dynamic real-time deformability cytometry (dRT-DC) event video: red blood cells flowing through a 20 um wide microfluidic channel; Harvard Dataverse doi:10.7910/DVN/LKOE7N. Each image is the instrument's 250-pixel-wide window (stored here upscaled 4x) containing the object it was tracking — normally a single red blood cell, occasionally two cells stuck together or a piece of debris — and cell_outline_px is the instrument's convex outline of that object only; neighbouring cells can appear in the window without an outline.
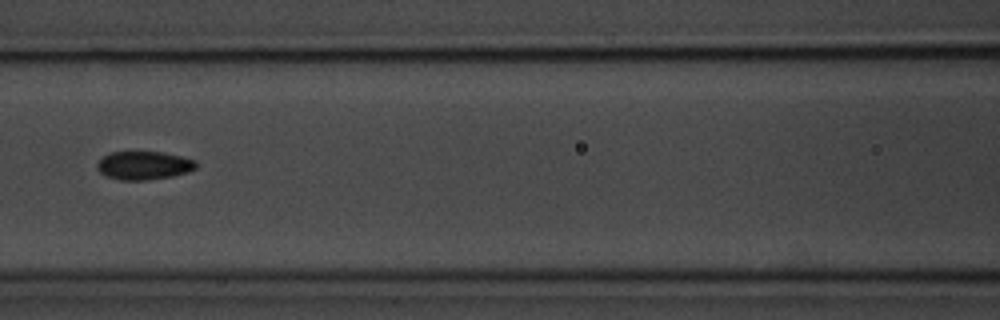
{"species": "common noctule bat (a hibernating species)", "species_latin": "Nyctalus noctula", "temperature_condition": "room temperature", "stored_images_in_passage": 9, "camera_frame_rate_fps": 3000, "um_per_image_px": 0.085, "animal": {"sex": "male", "body_mass_g": 20.1, "forearm_length_mm": 53.5}, "frame": {"image": 1, "passage_image": 7, "time_ms": 8.0, "image_size_px": [1000, 320], "cell_outline_px": [[196, 168], [188, 172], [172, 176], [144, 180], [120, 180], [104, 176], [96, 168], [96, 164], [104, 156], [112, 152], [160, 152], [180, 156], [196, 160]], "centroid_in_image_um": [12.21, 14.07], "position_along_channel_um": 154.4, "area_um2": 16.3}}
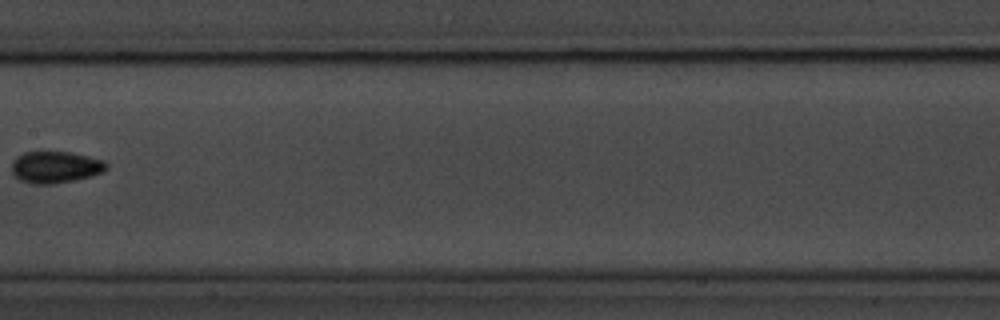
{"frame": {"image": 2, "passage_image": 8, "time_ms": 9.333, "image_size_px": [1000, 320], "cell_outline_px": [[108, 168], [104, 172], [92, 176], [76, 180], [52, 184], [32, 184], [20, 180], [12, 172], [12, 160], [16, 156], [24, 152], [72, 152], [104, 160], [108, 164]], "centroid_in_image_um": [4.73, 14.21], "position_along_channel_um": 202.7, "area_um2": 17.74}}